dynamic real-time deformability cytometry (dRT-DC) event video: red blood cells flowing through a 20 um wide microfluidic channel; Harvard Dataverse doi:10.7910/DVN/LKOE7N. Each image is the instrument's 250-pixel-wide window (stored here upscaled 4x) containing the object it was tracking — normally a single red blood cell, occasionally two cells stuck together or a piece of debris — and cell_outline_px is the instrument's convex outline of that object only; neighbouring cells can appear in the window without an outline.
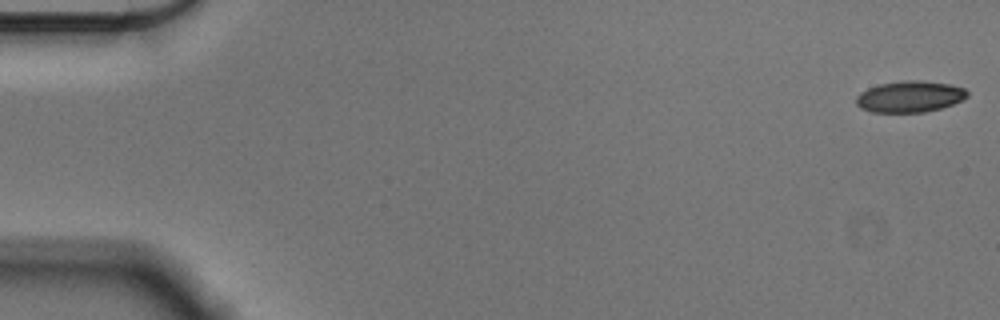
{"species": "Egyptian fruit bat (a non-hibernating species)", "species_latin": "Rousettus aegyptiacus", "temperature_condition": "cold", "stored_images_in_passage": 56, "camera_frame_rate_fps": 3000, "um_per_image_px": 0.085, "animal": {"sex": "male"}, "frame": {"image": 1, "passage_image": 1, "time_ms": 0.0, "image_size_px": [1000, 320], "cell_outline_px": [[968, 96], [964, 100], [940, 108], [924, 112], [872, 112], [860, 108], [856, 104], [856, 96], [860, 92], [868, 88], [880, 84], [904, 80], [916, 80], [948, 84], [964, 88], [968, 92]], "centroid_in_image_um": [77.32, 8.21], "position_along_channel_um": 7.7, "area_um2": 20.23}}
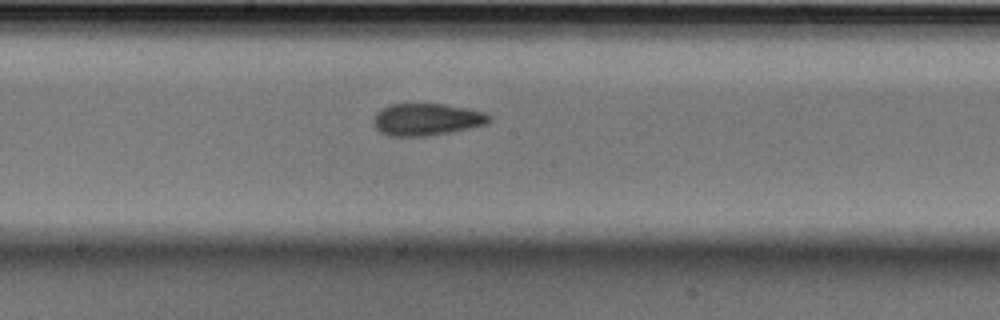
{"frame": {"image": 2, "passage_image": 30, "time_ms": 9.667, "image_size_px": [1000, 320], "cell_outline_px": [[492, 120], [488, 124], [448, 132], [424, 136], [388, 136], [380, 132], [372, 124], [372, 120], [376, 112], [380, 108], [388, 104], [444, 104], [468, 108], [484, 112]], "centroid_in_image_um": [36.21, 10.14], "position_along_channel_um": 212.0, "area_um2": 21.73}}
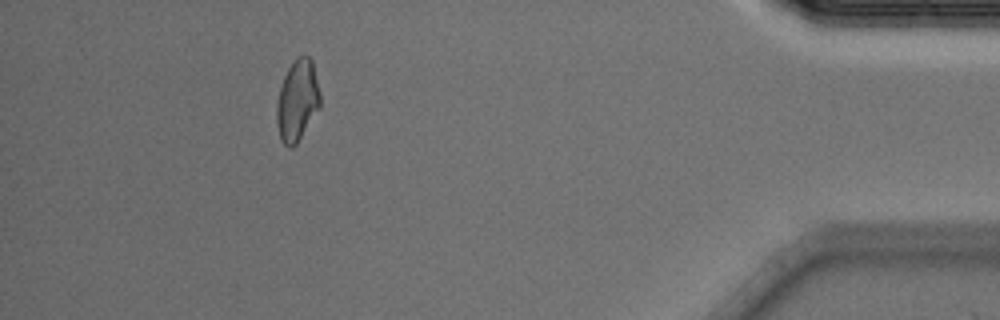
{"frame": {"image": 3, "passage_image": 51, "time_ms": 16.667, "image_size_px": [1000, 320], "cell_outline_px": [[320, 108], [296, 144], [292, 148], [288, 148], [280, 140], [276, 124], [276, 104], [280, 88], [284, 76], [288, 68], [296, 56], [304, 52], [312, 60], [320, 92]], "centroid_in_image_um": [25.27, 8.53], "position_along_channel_um": 409.9, "area_um2": 20.92}, "authors_computed_cell_mechanics": {"area_um2": 20.9525, "velocity_mm_per_s": 3.5834, "shape_relaxation_time_tau1_ms": 7.4365, "shape_relaxation_time_tau2_ms": 2.9731, "deformation_change_tau1": 0.1451, "deformation_change_tau2": 0.0903}}